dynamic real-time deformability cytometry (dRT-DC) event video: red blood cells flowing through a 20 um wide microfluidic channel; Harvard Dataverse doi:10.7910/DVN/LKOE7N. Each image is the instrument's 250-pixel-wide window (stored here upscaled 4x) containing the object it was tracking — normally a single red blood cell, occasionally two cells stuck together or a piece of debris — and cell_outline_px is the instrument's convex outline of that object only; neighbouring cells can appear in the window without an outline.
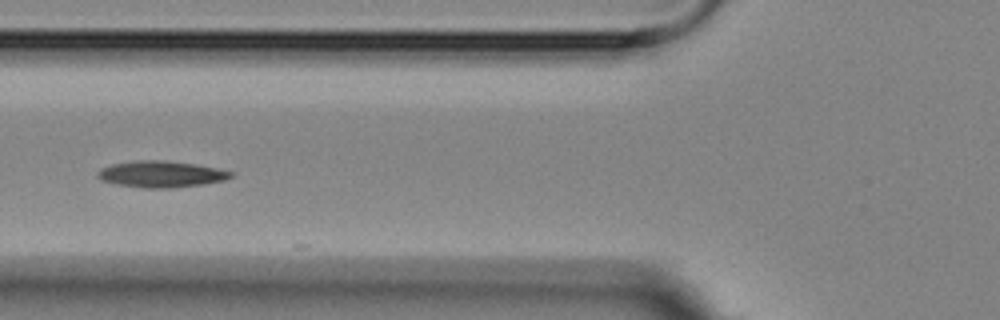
{"species": "Egyptian fruit bat (a non-hibernating species)", "species_latin": "Rousettus aegyptiacus", "temperature_condition": "room temperature", "stored_images_in_passage": 7, "camera_frame_rate_fps": 3000, "um_per_image_px": 0.085, "animal": {"sex": "female"}, "frame": {"image": 1, "passage_image": 6, "time_ms": 5.667, "image_size_px": [1000, 320], "cell_outline_px": [[232, 176], [224, 180], [204, 184], [172, 188], [144, 188], [116, 184], [100, 180], [96, 176], [96, 172], [100, 168], [112, 164], [140, 160], [164, 160], [192, 164], [216, 168], [232, 172]], "centroid_in_image_um": [13.63, 14.81], "position_along_channel_um": 112.2, "area_um2": 20.4}}